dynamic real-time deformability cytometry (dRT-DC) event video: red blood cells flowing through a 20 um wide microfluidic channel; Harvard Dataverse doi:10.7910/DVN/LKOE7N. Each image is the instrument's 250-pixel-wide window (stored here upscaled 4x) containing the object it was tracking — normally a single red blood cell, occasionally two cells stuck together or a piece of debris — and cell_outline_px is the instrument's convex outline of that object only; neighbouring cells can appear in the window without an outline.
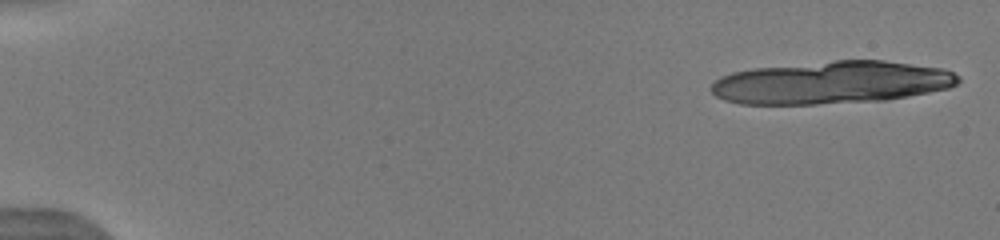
{"species": "human", "species_latin": "Homo sapiens", "temperature_condition": "warm", "stored_images_in_passage": 16, "camera_frame_rate_fps": 3000, "um_per_image_px": 0.085, "donor": {"sex": "male"}, "frame": {"image": 1, "passage_image": 1, "time_ms": 0.0, "image_size_px": [1000, 240], "cell_outline_px": [[960, 80], [956, 84], [948, 88], [908, 96], [884, 100], [816, 104], [740, 104], [724, 100], [716, 96], [712, 92], [712, 84], [720, 76], [732, 72], [752, 68], [836, 60], [884, 60], [944, 68], [960, 76]], "centroid_in_image_um": [70.67, 7.01], "position_along_channel_um": 14.3, "area_um2": 61.44}}